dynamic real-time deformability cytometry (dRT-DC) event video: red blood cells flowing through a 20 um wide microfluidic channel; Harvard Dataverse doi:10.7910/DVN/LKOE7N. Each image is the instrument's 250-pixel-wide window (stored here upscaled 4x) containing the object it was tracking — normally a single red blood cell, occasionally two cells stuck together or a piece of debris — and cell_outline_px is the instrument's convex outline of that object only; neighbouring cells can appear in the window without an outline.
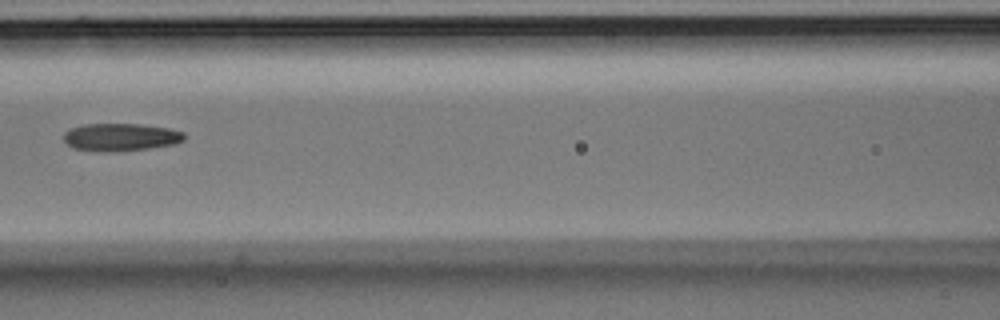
{"species": "Egyptian fruit bat (a non-hibernating species)", "species_latin": "Rousettus aegyptiacus", "temperature_condition": "room temperature", "stored_images_in_passage": 9, "camera_frame_rate_fps": 3000, "um_per_image_px": 0.085, "animal": {"sex": "male"}, "frame": {"image": 1, "passage_image": 6, "time_ms": 1.667, "image_size_px": [1000, 320], "cell_outline_px": [[184, 140], [176, 144], [120, 152], [100, 152], [72, 148], [64, 140], [64, 132], [72, 128], [84, 124], [140, 124], [168, 128], [184, 132]], "centroid_in_image_um": [10.25, 11.67], "position_along_channel_um": 156.3, "area_um2": 19.59}}
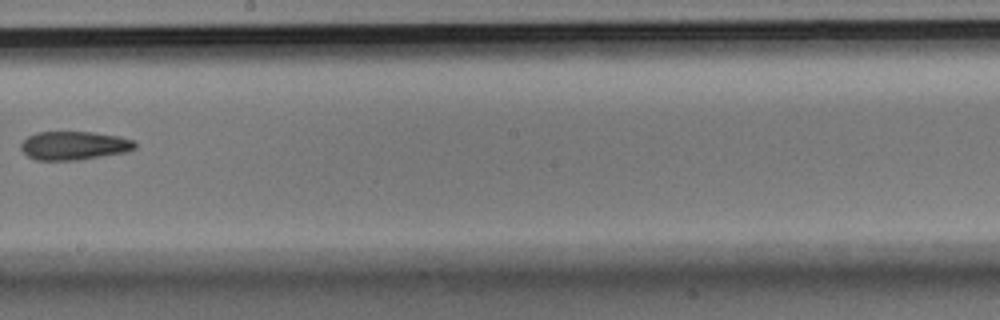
{"frame": {"image": 2, "passage_image": 8, "time_ms": 2.333, "image_size_px": [1000, 320], "cell_outline_px": [[136, 148], [128, 152], [76, 160], [36, 160], [28, 156], [20, 148], [20, 144], [28, 136], [36, 132], [92, 132], [120, 136], [132, 140], [136, 144]], "centroid_in_image_um": [6.3, 12.37], "position_along_channel_um": 241.9, "area_um2": 19.02}}
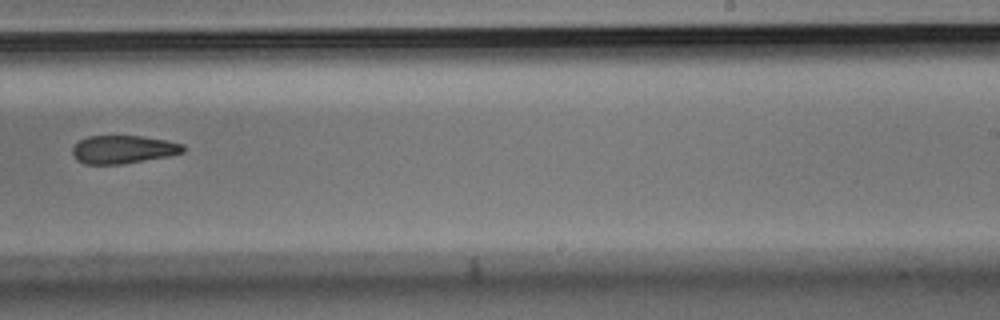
{"frame": {"image": 3, "passage_image": 9, "time_ms": 2.667, "image_size_px": [1000, 320], "cell_outline_px": [[184, 152], [168, 156], [120, 164], [84, 164], [76, 160], [72, 152], [72, 148], [80, 140], [88, 136], [140, 136], [168, 140], [184, 144]], "centroid_in_image_um": [10.47, 12.7], "position_along_channel_um": 278.5, "area_um2": 18.09}}